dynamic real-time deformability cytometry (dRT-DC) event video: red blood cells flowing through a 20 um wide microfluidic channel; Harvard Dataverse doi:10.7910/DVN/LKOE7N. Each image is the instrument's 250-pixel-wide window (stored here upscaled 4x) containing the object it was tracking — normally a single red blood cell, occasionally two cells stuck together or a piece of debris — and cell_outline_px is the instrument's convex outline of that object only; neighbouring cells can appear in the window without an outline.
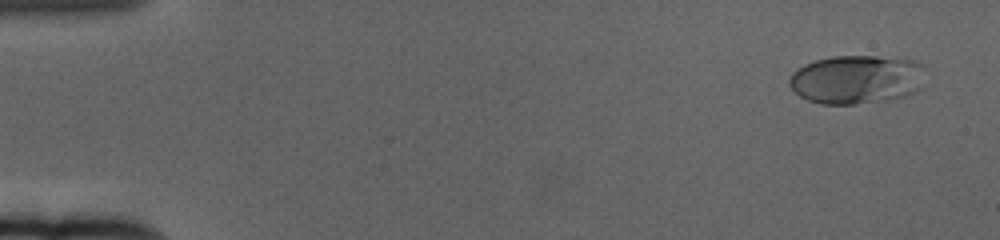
{"species": "human", "species_latin": "Homo sapiens", "temperature_condition": "cold", "stored_images_in_passage": 60, "camera_frame_rate_fps": 3000, "um_per_image_px": 0.085, "donor": {"sex": "female"}, "frame": {"image": 1, "passage_image": 3, "time_ms": 0.667, "image_size_px": [1000, 240], "cell_outline_px": [[924, 88], [916, 92], [904, 96], [880, 100], [852, 104], [820, 104], [808, 100], [800, 96], [788, 84], [788, 80], [792, 72], [804, 64], [816, 60], [832, 56], [896, 56], [916, 60], [924, 64]], "centroid_in_image_um": [72.87, 6.72], "position_along_channel_um": 12.1, "area_um2": 39.3}}
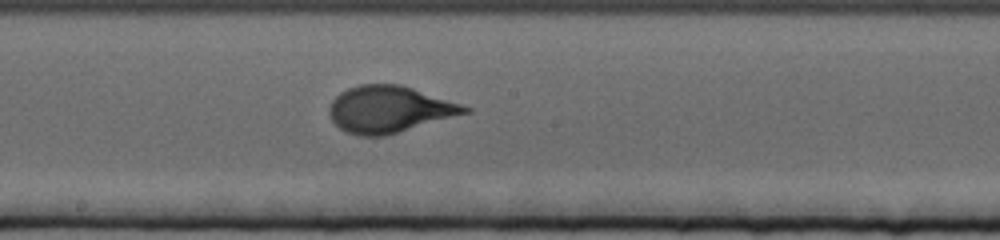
{"frame": {"image": 2, "passage_image": 33, "time_ms": 10.667, "image_size_px": [1000, 240], "cell_outline_px": [[472, 112], [384, 136], [360, 136], [344, 132], [332, 120], [328, 112], [328, 108], [332, 100], [340, 92], [348, 88], [360, 84], [400, 84], [472, 108]], "centroid_in_image_um": [33.06, 9.3], "position_along_channel_um": 215.1, "area_um2": 36.76}}
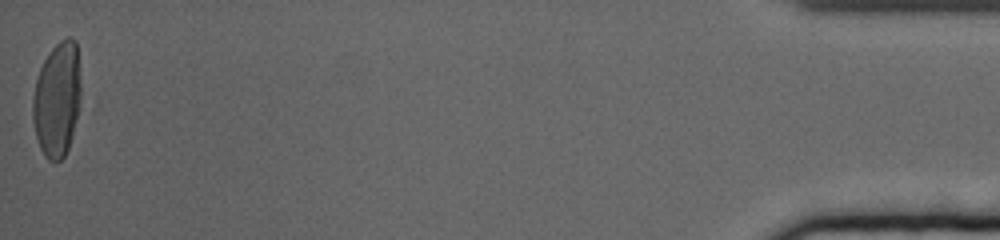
{"frame": {"image": 3, "passage_image": 60, "time_ms": 19.667, "image_size_px": [1000, 240], "cell_outline_px": [[80, 108], [72, 136], [68, 148], [64, 156], [56, 164], [48, 160], [44, 156], [40, 148], [36, 136], [32, 120], [32, 100], [36, 80], [40, 68], [44, 60], [52, 48], [60, 40], [68, 36], [72, 36], [76, 40], [80, 84]], "centroid_in_image_um": [4.85, 8.47], "position_along_channel_um": 430.3, "area_um2": 32.54}, "authors_computed_cell_mechanics": {"area_um2": 35.6048, "velocity_mm_per_s": 3.3652, "shape_relaxation_time_tau1_ms": 3.7427, "shape_relaxation_time_tau2_ms": null, "deformation_change_tau1": 0.1934, "deformation_change_tau2": null}}